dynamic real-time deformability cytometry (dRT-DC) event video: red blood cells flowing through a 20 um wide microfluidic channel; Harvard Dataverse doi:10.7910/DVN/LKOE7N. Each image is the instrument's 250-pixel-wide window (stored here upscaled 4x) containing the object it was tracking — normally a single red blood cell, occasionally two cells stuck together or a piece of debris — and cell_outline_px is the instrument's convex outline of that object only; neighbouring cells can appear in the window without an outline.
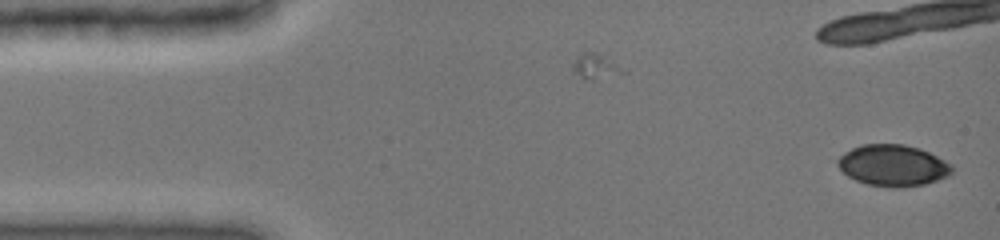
{"species": "common noctule bat (a hibernating species)", "species_latin": "Nyctalus noctula", "temperature_condition": "cold", "stored_images_in_passage": 4, "camera_frame_rate_fps": 3000, "um_per_image_px": 0.085, "animal": {"sex": "female", "body_mass_g": 19.0, "forearm_length_mm": 51.5}, "frame": {"image": 1, "passage_image": 4, "time_ms": 1.333, "image_size_px": [1000, 240], "cell_outline_px": [[952, 172], [948, 176], [924, 184], [904, 188], [896, 188], [868, 184], [856, 180], [848, 176], [836, 164], [836, 160], [844, 152], [852, 148], [864, 144], [904, 144], [920, 148], [952, 164]], "centroid_in_image_um": [75.89, 14.06], "position_along_channel_um": 9.1, "area_um2": 27.51}}